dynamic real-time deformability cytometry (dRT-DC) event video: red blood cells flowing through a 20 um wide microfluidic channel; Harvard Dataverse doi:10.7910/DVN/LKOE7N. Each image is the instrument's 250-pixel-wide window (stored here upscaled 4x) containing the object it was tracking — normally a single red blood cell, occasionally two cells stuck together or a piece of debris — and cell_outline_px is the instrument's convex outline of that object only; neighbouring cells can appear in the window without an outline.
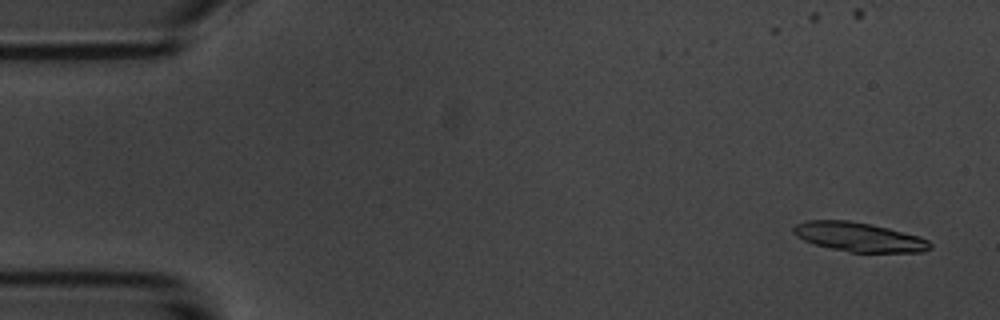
{"species": "common noctule bat (a hibernating species)", "species_latin": "Nyctalus noctula", "temperature_condition": "room temperature", "stored_images_in_passage": 6, "camera_frame_rate_fps": 3000, "um_per_image_px": 0.085, "animal": {"sex": "male", "body_mass_g": 20.1, "forearm_length_mm": 53.5}, "frame": {"image": 1, "passage_image": 1, "time_ms": 0.0, "image_size_px": [1000, 320], "cell_outline_px": [[932, 248], [924, 252], [848, 252], [816, 244], [804, 240], [796, 236], [792, 232], [792, 228], [796, 224], [808, 220], [848, 220], [872, 224], [920, 236], [928, 240], [932, 244]], "centroid_in_image_um": [73.03, 20.14], "position_along_channel_um": 12.0, "area_um2": 23.29}}
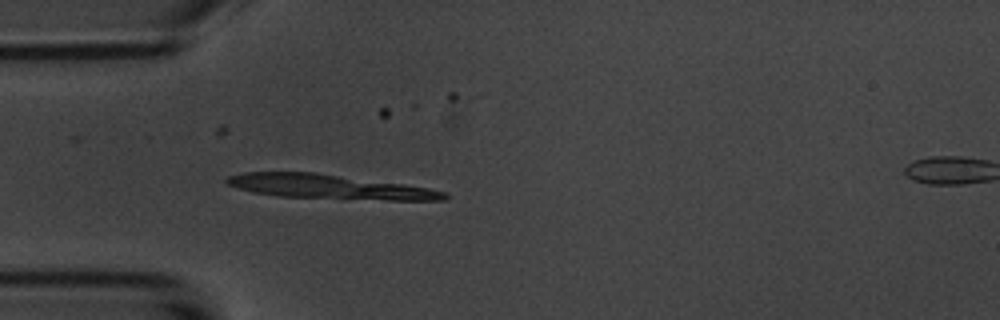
{"frame": {"image": 2, "passage_image": 5, "time_ms": 4.333, "image_size_px": [1000, 320], "cell_outline_px": [[448, 200], [388, 200], [276, 196], [252, 192], [228, 184], [224, 180], [228, 176], [244, 172], [316, 172], [404, 184], [428, 188], [448, 192]], "centroid_in_image_um": [28.03, 15.87], "position_along_channel_um": 57.0, "area_um2": 30.81}}